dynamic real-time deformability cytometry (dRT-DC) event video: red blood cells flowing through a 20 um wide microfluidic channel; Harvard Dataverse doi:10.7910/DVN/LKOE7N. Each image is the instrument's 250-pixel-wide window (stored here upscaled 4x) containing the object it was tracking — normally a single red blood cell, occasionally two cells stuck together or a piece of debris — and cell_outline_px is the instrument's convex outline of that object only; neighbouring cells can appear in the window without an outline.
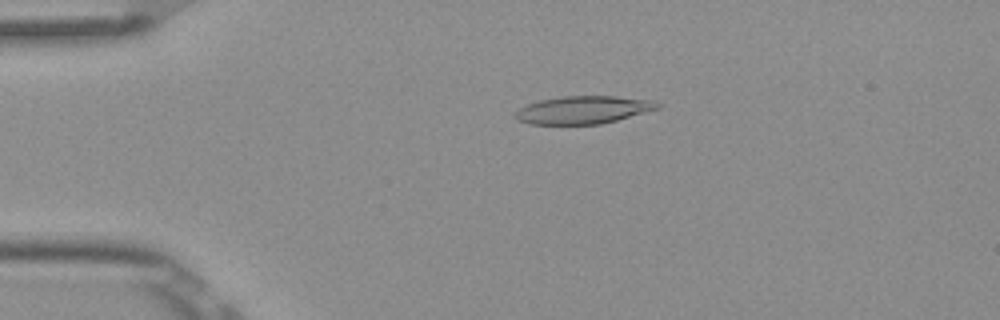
{"species": "Egyptian fruit bat (a non-hibernating species)", "species_latin": "Rousettus aegyptiacus", "temperature_condition": "room temperature", "stored_images_in_passage": 5, "camera_frame_rate_fps": 3000, "um_per_image_px": 0.085, "frame": {"image": 1, "passage_image": 3, "time_ms": 0.667, "image_size_px": [1000, 320], "cell_outline_px": [[660, 108], [616, 120], [600, 124], [528, 124], [516, 120], [516, 112], [520, 108], [528, 104], [540, 100], [564, 96], [616, 96], [656, 100], [660, 104]], "centroid_in_image_um": [49.6, 9.33], "position_along_channel_um": 35.4, "area_um2": 22.95}}
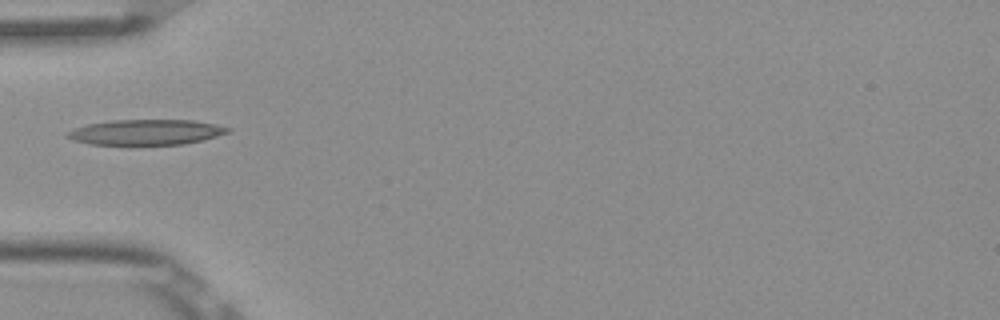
{"frame": {"image": 2, "passage_image": 5, "time_ms": 1.333, "image_size_px": [1000, 320], "cell_outline_px": [[232, 132], [204, 140], [184, 144], [132, 148], [88, 144], [72, 140], [64, 136], [64, 132], [88, 124], [112, 120], [192, 120], [216, 124], [232, 128]], "centroid_in_image_um": [12.38, 11.29], "position_along_channel_um": 72.6, "area_um2": 25.26}}